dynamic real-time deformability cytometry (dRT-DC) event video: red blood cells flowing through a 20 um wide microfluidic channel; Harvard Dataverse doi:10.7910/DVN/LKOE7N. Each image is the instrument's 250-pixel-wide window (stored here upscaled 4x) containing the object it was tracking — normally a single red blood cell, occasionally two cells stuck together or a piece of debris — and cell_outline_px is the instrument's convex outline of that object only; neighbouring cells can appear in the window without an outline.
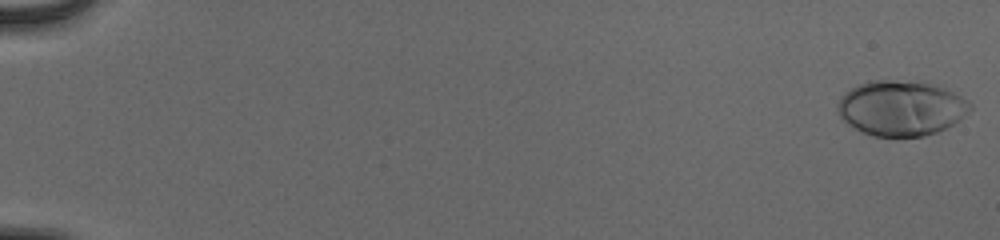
{"species": "human", "species_latin": "Homo sapiens", "temperature_condition": "cold", "stored_images_in_passage": 55, "camera_frame_rate_fps": 3000, "um_per_image_px": 0.085, "donor": {"sex": "male"}, "frame": {"image": 1, "passage_image": 1, "time_ms": 0.0, "image_size_px": [1000, 240], "cell_outline_px": [[972, 108], [960, 120], [936, 132], [924, 136], [872, 136], [860, 132], [848, 124], [836, 112], [836, 108], [840, 96], [844, 92], [868, 80], [924, 80], [944, 88], [968, 100], [972, 104]], "centroid_in_image_um": [76.57, 9.17], "position_along_channel_um": 8.4, "area_um2": 43.06}}
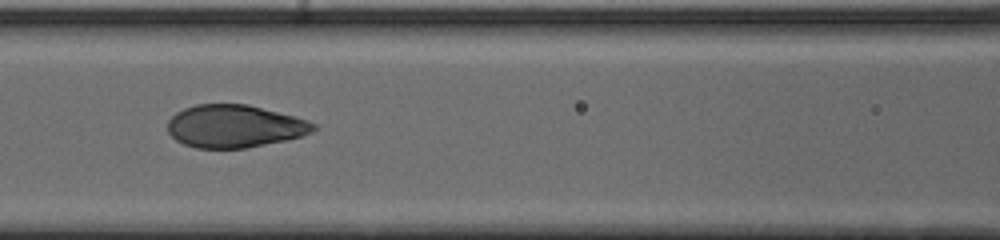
{"frame": {"image": 2, "passage_image": 27, "time_ms": 8.667, "image_size_px": [1000, 240], "cell_outline_px": [[316, 128], [312, 132], [300, 136], [284, 140], [244, 148], [196, 148], [184, 144], [176, 140], [168, 132], [168, 120], [176, 112], [184, 108], [196, 104], [248, 104], [308, 120], [316, 124]], "centroid_in_image_um": [19.91, 10.72], "position_along_channel_um": 146.7, "area_um2": 36.07}}
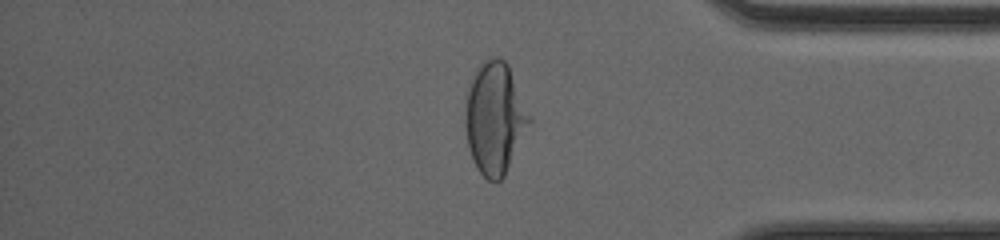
{"frame": {"image": 3, "passage_image": 47, "time_ms": 15.333, "image_size_px": [1000, 240], "cell_outline_px": [[532, 120], [504, 176], [496, 184], [488, 180], [476, 168], [468, 148], [464, 124], [464, 96], [468, 84], [476, 68], [488, 56], [496, 56], [504, 60], [508, 64], [532, 116]], "centroid_in_image_um": [42.03, 10.01], "position_along_channel_um": 393.2, "area_um2": 42.66}, "authors_computed_cell_mechanics": {"area_um2": 38.2636, "velocity_mm_per_s": 3.9074, "shape_relaxation_time_tau1_ms": 3.8029, "shape_relaxation_time_tau2_ms": null, "deformation_change_tau1": 0.2157, "deformation_change_tau2": null}}